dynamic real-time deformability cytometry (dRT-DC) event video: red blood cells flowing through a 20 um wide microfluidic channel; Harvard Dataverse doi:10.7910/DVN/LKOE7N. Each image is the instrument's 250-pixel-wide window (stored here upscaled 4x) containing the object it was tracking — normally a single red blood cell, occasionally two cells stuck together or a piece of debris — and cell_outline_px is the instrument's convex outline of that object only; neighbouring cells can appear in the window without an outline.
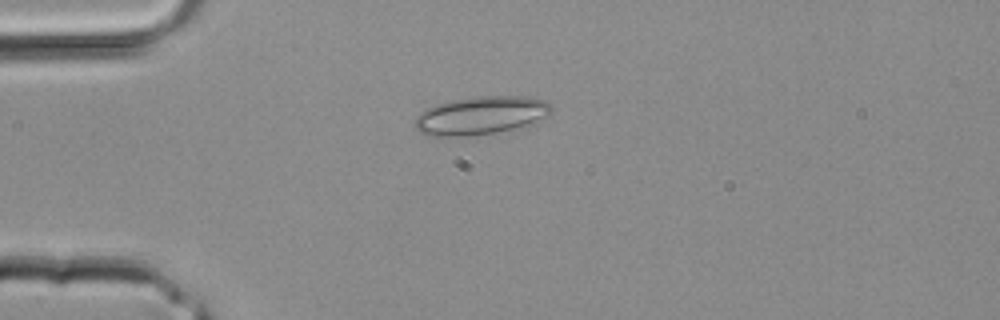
{"species": "common noctule bat (a hibernating species)", "species_latin": "Nyctalus noctula", "temperature_condition": "room temperature", "stored_images_in_passage": 1, "camera_frame_rate_fps": 3000, "um_per_image_px": 0.085, "animal": {"sex": "male", "body_mass_g": 20.4}, "frame": {"image": 1, "passage_image": 1, "time_ms": 0.0, "image_size_px": [1000, 320], "cell_outline_px": [[552, 112], [548, 116], [532, 124], [520, 128], [496, 132], [468, 136], [432, 136], [420, 132], [416, 128], [416, 116], [420, 112], [436, 104], [452, 100], [476, 96], [524, 96], [544, 100], [552, 104]], "centroid_in_image_um": [40.93, 9.81], "position_along_channel_um": 44.1, "area_um2": 30.58}}